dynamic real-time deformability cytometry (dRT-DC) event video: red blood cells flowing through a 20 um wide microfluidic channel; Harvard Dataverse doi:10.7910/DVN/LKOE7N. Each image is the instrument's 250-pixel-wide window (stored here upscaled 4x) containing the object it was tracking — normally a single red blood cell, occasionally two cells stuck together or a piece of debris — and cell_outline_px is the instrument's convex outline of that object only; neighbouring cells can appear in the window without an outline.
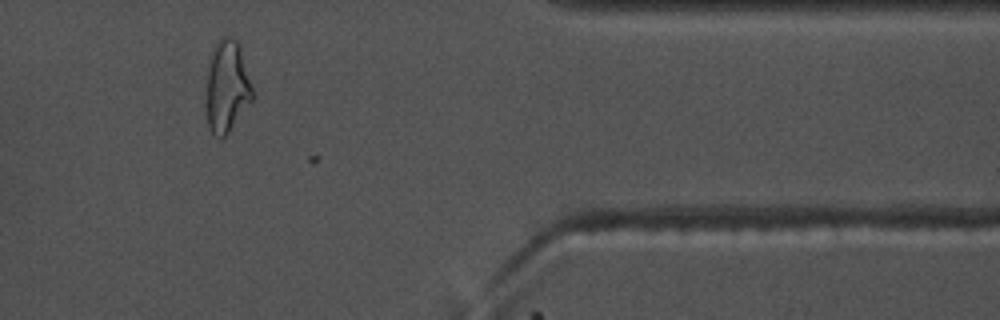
{"species": "common noctule bat (a hibernating species)", "species_latin": "Nyctalus noctula", "temperature_condition": "warm", "stored_images_in_passage": 33, "camera_frame_rate_fps": 3000, "um_per_image_px": 0.085, "animal": {"sex": "male", "body_mass_g": 17.5, "forearm_length_mm": 52.3}, "frame": {"image": 1, "passage_image": 32, "time_ms": 10.333, "image_size_px": [1000, 320], "cell_outline_px": [[252, 100], [228, 132], [220, 140], [212, 132], [208, 124], [208, 64], [212, 48], [220, 36], [228, 36], [236, 40], [240, 48], [252, 88]], "centroid_in_image_um": [19.29, 7.32], "position_along_channel_um": 392.1, "area_um2": 24.04}}